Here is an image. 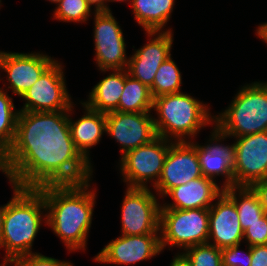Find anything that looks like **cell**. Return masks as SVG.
<instances>
[{
    "label": "cell",
    "mask_w": 267,
    "mask_h": 266,
    "mask_svg": "<svg viewBox=\"0 0 267 266\" xmlns=\"http://www.w3.org/2000/svg\"><path fill=\"white\" fill-rule=\"evenodd\" d=\"M6 163L9 175L23 188L77 184L93 178L92 163L71 138L69 111H19Z\"/></svg>",
    "instance_id": "1"
},
{
    "label": "cell",
    "mask_w": 267,
    "mask_h": 266,
    "mask_svg": "<svg viewBox=\"0 0 267 266\" xmlns=\"http://www.w3.org/2000/svg\"><path fill=\"white\" fill-rule=\"evenodd\" d=\"M235 139L234 186H251L267 178V131Z\"/></svg>",
    "instance_id": "11"
},
{
    "label": "cell",
    "mask_w": 267,
    "mask_h": 266,
    "mask_svg": "<svg viewBox=\"0 0 267 266\" xmlns=\"http://www.w3.org/2000/svg\"><path fill=\"white\" fill-rule=\"evenodd\" d=\"M223 190L222 186L218 185L216 181L202 176L171 189L164 198L169 196L173 202H163L161 208L182 210L210 208L223 193Z\"/></svg>",
    "instance_id": "19"
},
{
    "label": "cell",
    "mask_w": 267,
    "mask_h": 266,
    "mask_svg": "<svg viewBox=\"0 0 267 266\" xmlns=\"http://www.w3.org/2000/svg\"><path fill=\"white\" fill-rule=\"evenodd\" d=\"M84 114L76 121L72 120V111L74 106L69 109V127L71 138L76 149L81 155L91 163L90 149L96 146L106 133V114L91 110L80 101Z\"/></svg>",
    "instance_id": "20"
},
{
    "label": "cell",
    "mask_w": 267,
    "mask_h": 266,
    "mask_svg": "<svg viewBox=\"0 0 267 266\" xmlns=\"http://www.w3.org/2000/svg\"><path fill=\"white\" fill-rule=\"evenodd\" d=\"M7 178L13 194L6 203L0 249L5 250L6 256L17 259L34 253V240L42 223L46 224V202L38 188H23L10 175Z\"/></svg>",
    "instance_id": "3"
},
{
    "label": "cell",
    "mask_w": 267,
    "mask_h": 266,
    "mask_svg": "<svg viewBox=\"0 0 267 266\" xmlns=\"http://www.w3.org/2000/svg\"><path fill=\"white\" fill-rule=\"evenodd\" d=\"M240 246L241 244L221 249L223 266H250L251 246L247 245L246 252L240 250Z\"/></svg>",
    "instance_id": "29"
},
{
    "label": "cell",
    "mask_w": 267,
    "mask_h": 266,
    "mask_svg": "<svg viewBox=\"0 0 267 266\" xmlns=\"http://www.w3.org/2000/svg\"><path fill=\"white\" fill-rule=\"evenodd\" d=\"M130 6L134 19L144 31H173L165 27L174 11L175 0H132Z\"/></svg>",
    "instance_id": "22"
},
{
    "label": "cell",
    "mask_w": 267,
    "mask_h": 266,
    "mask_svg": "<svg viewBox=\"0 0 267 266\" xmlns=\"http://www.w3.org/2000/svg\"><path fill=\"white\" fill-rule=\"evenodd\" d=\"M202 176L196 146L191 141L173 142L154 193L162 199L171 189Z\"/></svg>",
    "instance_id": "13"
},
{
    "label": "cell",
    "mask_w": 267,
    "mask_h": 266,
    "mask_svg": "<svg viewBox=\"0 0 267 266\" xmlns=\"http://www.w3.org/2000/svg\"><path fill=\"white\" fill-rule=\"evenodd\" d=\"M210 133V138L204 145L191 141L197 149L202 175L214 181L217 176H222L224 177L222 188L232 187L234 186V146L222 142L229 137L215 125Z\"/></svg>",
    "instance_id": "17"
},
{
    "label": "cell",
    "mask_w": 267,
    "mask_h": 266,
    "mask_svg": "<svg viewBox=\"0 0 267 266\" xmlns=\"http://www.w3.org/2000/svg\"><path fill=\"white\" fill-rule=\"evenodd\" d=\"M121 207V234H160V208L152 189L127 187Z\"/></svg>",
    "instance_id": "9"
},
{
    "label": "cell",
    "mask_w": 267,
    "mask_h": 266,
    "mask_svg": "<svg viewBox=\"0 0 267 266\" xmlns=\"http://www.w3.org/2000/svg\"><path fill=\"white\" fill-rule=\"evenodd\" d=\"M153 97L150 88L132 78L125 69V85L121 94L118 112L146 113L153 111Z\"/></svg>",
    "instance_id": "24"
},
{
    "label": "cell",
    "mask_w": 267,
    "mask_h": 266,
    "mask_svg": "<svg viewBox=\"0 0 267 266\" xmlns=\"http://www.w3.org/2000/svg\"><path fill=\"white\" fill-rule=\"evenodd\" d=\"M109 71V75L100 80L89 92L88 100L81 101L91 110L105 114L118 108L125 85V69Z\"/></svg>",
    "instance_id": "21"
},
{
    "label": "cell",
    "mask_w": 267,
    "mask_h": 266,
    "mask_svg": "<svg viewBox=\"0 0 267 266\" xmlns=\"http://www.w3.org/2000/svg\"><path fill=\"white\" fill-rule=\"evenodd\" d=\"M64 66L55 60L21 97L25 102L19 111H69L74 105L67 90Z\"/></svg>",
    "instance_id": "8"
},
{
    "label": "cell",
    "mask_w": 267,
    "mask_h": 266,
    "mask_svg": "<svg viewBox=\"0 0 267 266\" xmlns=\"http://www.w3.org/2000/svg\"><path fill=\"white\" fill-rule=\"evenodd\" d=\"M250 187L258 195L261 206L267 214V178L254 182Z\"/></svg>",
    "instance_id": "33"
},
{
    "label": "cell",
    "mask_w": 267,
    "mask_h": 266,
    "mask_svg": "<svg viewBox=\"0 0 267 266\" xmlns=\"http://www.w3.org/2000/svg\"><path fill=\"white\" fill-rule=\"evenodd\" d=\"M13 95L0 87V148L7 153L11 148L15 134L19 110L15 108Z\"/></svg>",
    "instance_id": "26"
},
{
    "label": "cell",
    "mask_w": 267,
    "mask_h": 266,
    "mask_svg": "<svg viewBox=\"0 0 267 266\" xmlns=\"http://www.w3.org/2000/svg\"><path fill=\"white\" fill-rule=\"evenodd\" d=\"M173 31H145L149 41L130 56L127 72L128 74L147 85L153 84L155 74L169 56L174 41ZM153 37V38H152Z\"/></svg>",
    "instance_id": "16"
},
{
    "label": "cell",
    "mask_w": 267,
    "mask_h": 266,
    "mask_svg": "<svg viewBox=\"0 0 267 266\" xmlns=\"http://www.w3.org/2000/svg\"><path fill=\"white\" fill-rule=\"evenodd\" d=\"M93 39L95 58L98 70L127 69L129 58L126 54V43L121 26L113 16L112 11L93 13Z\"/></svg>",
    "instance_id": "10"
},
{
    "label": "cell",
    "mask_w": 267,
    "mask_h": 266,
    "mask_svg": "<svg viewBox=\"0 0 267 266\" xmlns=\"http://www.w3.org/2000/svg\"><path fill=\"white\" fill-rule=\"evenodd\" d=\"M214 125L231 139L267 131V82L241 86L230 105L214 115Z\"/></svg>",
    "instance_id": "5"
},
{
    "label": "cell",
    "mask_w": 267,
    "mask_h": 266,
    "mask_svg": "<svg viewBox=\"0 0 267 266\" xmlns=\"http://www.w3.org/2000/svg\"><path fill=\"white\" fill-rule=\"evenodd\" d=\"M154 126L157 136L174 142L192 141L202 128L214 126L210 107L188 93L154 98Z\"/></svg>",
    "instance_id": "4"
},
{
    "label": "cell",
    "mask_w": 267,
    "mask_h": 266,
    "mask_svg": "<svg viewBox=\"0 0 267 266\" xmlns=\"http://www.w3.org/2000/svg\"><path fill=\"white\" fill-rule=\"evenodd\" d=\"M160 244L162 251L169 245L184 251L194 245L208 243L209 208H160Z\"/></svg>",
    "instance_id": "6"
},
{
    "label": "cell",
    "mask_w": 267,
    "mask_h": 266,
    "mask_svg": "<svg viewBox=\"0 0 267 266\" xmlns=\"http://www.w3.org/2000/svg\"><path fill=\"white\" fill-rule=\"evenodd\" d=\"M0 171L5 174L6 177L9 176L7 163H6V153L0 148Z\"/></svg>",
    "instance_id": "37"
},
{
    "label": "cell",
    "mask_w": 267,
    "mask_h": 266,
    "mask_svg": "<svg viewBox=\"0 0 267 266\" xmlns=\"http://www.w3.org/2000/svg\"><path fill=\"white\" fill-rule=\"evenodd\" d=\"M6 204L0 206V235L3 229L4 213H5Z\"/></svg>",
    "instance_id": "39"
},
{
    "label": "cell",
    "mask_w": 267,
    "mask_h": 266,
    "mask_svg": "<svg viewBox=\"0 0 267 266\" xmlns=\"http://www.w3.org/2000/svg\"><path fill=\"white\" fill-rule=\"evenodd\" d=\"M109 2H130L129 5H131L132 0H107V3Z\"/></svg>",
    "instance_id": "40"
},
{
    "label": "cell",
    "mask_w": 267,
    "mask_h": 266,
    "mask_svg": "<svg viewBox=\"0 0 267 266\" xmlns=\"http://www.w3.org/2000/svg\"><path fill=\"white\" fill-rule=\"evenodd\" d=\"M47 1H49V2H51V3H54V4H56V5L60 2V0H47Z\"/></svg>",
    "instance_id": "41"
},
{
    "label": "cell",
    "mask_w": 267,
    "mask_h": 266,
    "mask_svg": "<svg viewBox=\"0 0 267 266\" xmlns=\"http://www.w3.org/2000/svg\"><path fill=\"white\" fill-rule=\"evenodd\" d=\"M182 75L171 56L162 62L158 68L150 91L153 99L162 95L180 93L182 90Z\"/></svg>",
    "instance_id": "25"
},
{
    "label": "cell",
    "mask_w": 267,
    "mask_h": 266,
    "mask_svg": "<svg viewBox=\"0 0 267 266\" xmlns=\"http://www.w3.org/2000/svg\"><path fill=\"white\" fill-rule=\"evenodd\" d=\"M87 3L93 7L95 12L100 11H111L109 5L107 4V0H86Z\"/></svg>",
    "instance_id": "35"
},
{
    "label": "cell",
    "mask_w": 267,
    "mask_h": 266,
    "mask_svg": "<svg viewBox=\"0 0 267 266\" xmlns=\"http://www.w3.org/2000/svg\"><path fill=\"white\" fill-rule=\"evenodd\" d=\"M151 112L106 113V134L120 144L121 156L157 137Z\"/></svg>",
    "instance_id": "14"
},
{
    "label": "cell",
    "mask_w": 267,
    "mask_h": 266,
    "mask_svg": "<svg viewBox=\"0 0 267 266\" xmlns=\"http://www.w3.org/2000/svg\"><path fill=\"white\" fill-rule=\"evenodd\" d=\"M92 7L86 0H60L55 7L53 18L68 23H86L91 17Z\"/></svg>",
    "instance_id": "27"
},
{
    "label": "cell",
    "mask_w": 267,
    "mask_h": 266,
    "mask_svg": "<svg viewBox=\"0 0 267 266\" xmlns=\"http://www.w3.org/2000/svg\"><path fill=\"white\" fill-rule=\"evenodd\" d=\"M182 252L187 256L192 266H223L221 249L210 243L194 245Z\"/></svg>",
    "instance_id": "28"
},
{
    "label": "cell",
    "mask_w": 267,
    "mask_h": 266,
    "mask_svg": "<svg viewBox=\"0 0 267 266\" xmlns=\"http://www.w3.org/2000/svg\"><path fill=\"white\" fill-rule=\"evenodd\" d=\"M242 241L243 230L235 203L223 192L209 208L208 243L223 249Z\"/></svg>",
    "instance_id": "18"
},
{
    "label": "cell",
    "mask_w": 267,
    "mask_h": 266,
    "mask_svg": "<svg viewBox=\"0 0 267 266\" xmlns=\"http://www.w3.org/2000/svg\"><path fill=\"white\" fill-rule=\"evenodd\" d=\"M91 181L38 187L46 202V226L71 253L86 250L97 193Z\"/></svg>",
    "instance_id": "2"
},
{
    "label": "cell",
    "mask_w": 267,
    "mask_h": 266,
    "mask_svg": "<svg viewBox=\"0 0 267 266\" xmlns=\"http://www.w3.org/2000/svg\"><path fill=\"white\" fill-rule=\"evenodd\" d=\"M16 266H73V263L35 252L18 257L16 259Z\"/></svg>",
    "instance_id": "31"
},
{
    "label": "cell",
    "mask_w": 267,
    "mask_h": 266,
    "mask_svg": "<svg viewBox=\"0 0 267 266\" xmlns=\"http://www.w3.org/2000/svg\"><path fill=\"white\" fill-rule=\"evenodd\" d=\"M244 241L249 246L267 244V214L243 231Z\"/></svg>",
    "instance_id": "30"
},
{
    "label": "cell",
    "mask_w": 267,
    "mask_h": 266,
    "mask_svg": "<svg viewBox=\"0 0 267 266\" xmlns=\"http://www.w3.org/2000/svg\"><path fill=\"white\" fill-rule=\"evenodd\" d=\"M8 265H10V266H11V265H12V266H16V259L4 255V257H3V262L0 263V266H8Z\"/></svg>",
    "instance_id": "38"
},
{
    "label": "cell",
    "mask_w": 267,
    "mask_h": 266,
    "mask_svg": "<svg viewBox=\"0 0 267 266\" xmlns=\"http://www.w3.org/2000/svg\"><path fill=\"white\" fill-rule=\"evenodd\" d=\"M223 192L235 203L243 231L266 214L258 195L250 186H232Z\"/></svg>",
    "instance_id": "23"
},
{
    "label": "cell",
    "mask_w": 267,
    "mask_h": 266,
    "mask_svg": "<svg viewBox=\"0 0 267 266\" xmlns=\"http://www.w3.org/2000/svg\"><path fill=\"white\" fill-rule=\"evenodd\" d=\"M174 141L157 136L120 157L119 170L127 187L153 188L159 181L169 147ZM148 183H151L148 186Z\"/></svg>",
    "instance_id": "7"
},
{
    "label": "cell",
    "mask_w": 267,
    "mask_h": 266,
    "mask_svg": "<svg viewBox=\"0 0 267 266\" xmlns=\"http://www.w3.org/2000/svg\"><path fill=\"white\" fill-rule=\"evenodd\" d=\"M161 252L160 234H121L104 246L93 261L101 264L129 265L151 259Z\"/></svg>",
    "instance_id": "15"
},
{
    "label": "cell",
    "mask_w": 267,
    "mask_h": 266,
    "mask_svg": "<svg viewBox=\"0 0 267 266\" xmlns=\"http://www.w3.org/2000/svg\"><path fill=\"white\" fill-rule=\"evenodd\" d=\"M264 43L267 44V22L259 24L255 33Z\"/></svg>",
    "instance_id": "36"
},
{
    "label": "cell",
    "mask_w": 267,
    "mask_h": 266,
    "mask_svg": "<svg viewBox=\"0 0 267 266\" xmlns=\"http://www.w3.org/2000/svg\"><path fill=\"white\" fill-rule=\"evenodd\" d=\"M55 60L40 52L19 53L0 50V71L6 72L8 82L3 83L5 87L2 89H10L12 94L21 98ZM2 79L0 75V81Z\"/></svg>",
    "instance_id": "12"
},
{
    "label": "cell",
    "mask_w": 267,
    "mask_h": 266,
    "mask_svg": "<svg viewBox=\"0 0 267 266\" xmlns=\"http://www.w3.org/2000/svg\"><path fill=\"white\" fill-rule=\"evenodd\" d=\"M250 266H267V244L251 246Z\"/></svg>",
    "instance_id": "32"
},
{
    "label": "cell",
    "mask_w": 267,
    "mask_h": 266,
    "mask_svg": "<svg viewBox=\"0 0 267 266\" xmlns=\"http://www.w3.org/2000/svg\"><path fill=\"white\" fill-rule=\"evenodd\" d=\"M176 254L173 256L169 266H192L191 262L183 252H178Z\"/></svg>",
    "instance_id": "34"
}]
</instances>
